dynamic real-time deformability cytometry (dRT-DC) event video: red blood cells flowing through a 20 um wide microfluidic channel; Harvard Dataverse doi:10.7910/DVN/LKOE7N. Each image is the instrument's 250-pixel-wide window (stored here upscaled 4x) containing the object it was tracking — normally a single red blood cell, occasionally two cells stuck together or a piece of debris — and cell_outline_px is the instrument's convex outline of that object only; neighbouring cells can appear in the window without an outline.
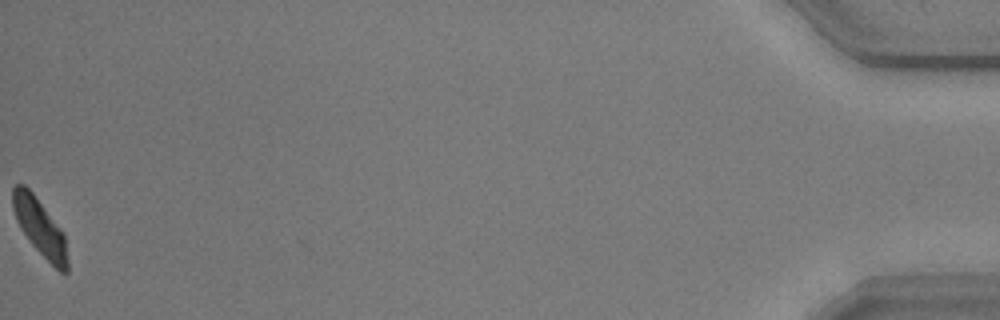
{"species": "common noctule bat (a hibernating species)", "species_latin": "Nyctalus noctula", "temperature_condition": "warm", "stored_images_in_passage": 53, "camera_frame_rate_fps": 3000, "um_per_image_px": 0.085, "animal": {"sex": "male", "body_mass_g": 20.5, "forearm_length_mm": 52.5}, "frame": {"image": 1, "passage_image": 53, "time_ms": 17.333, "image_size_px": [1000, 320], "cell_outline_px": [[68, 272], [60, 272], [32, 244], [20, 228], [16, 220], [12, 208], [12, 188], [16, 184], [24, 184], [32, 192], [64, 232], [68, 260]], "centroid_in_image_um": [3.38, 19.3], "position_along_channel_um": 431.8, "area_um2": 18.03}, "authors_computed_cell_mechanics": {"area_um2": 20.808, "velocity_mm_per_s": 3.5693, "shape_relaxation_time_tau1_ms": 2.3706, "shape_relaxation_time_tau2_ms": 2.344, "deformation_change_tau1": 0.1197, "deformation_change_tau2": 0.0568}}